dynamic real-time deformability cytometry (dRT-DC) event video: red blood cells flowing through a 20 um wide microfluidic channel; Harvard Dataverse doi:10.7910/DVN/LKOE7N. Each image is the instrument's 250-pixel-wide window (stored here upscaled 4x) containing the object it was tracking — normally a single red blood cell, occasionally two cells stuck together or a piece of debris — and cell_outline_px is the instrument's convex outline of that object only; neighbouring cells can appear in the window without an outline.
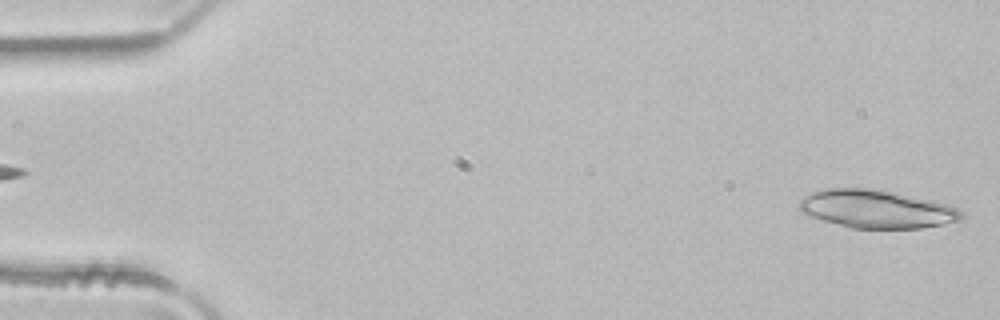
{"species": "common noctule bat (a hibernating species)", "species_latin": "Nyctalus noctula", "temperature_condition": "room temperature", "stored_images_in_passage": 2, "camera_frame_rate_fps": 3000, "um_per_image_px": 0.085, "animal": {"sex": "male", "body_mass_g": 21.5, "forearm_length_mm": 52.0}, "frame": {"image": 1, "passage_image": 2, "time_ms": 0.333, "image_size_px": [1000, 320], "cell_outline_px": [[964, 216], [960, 220], [920, 228], [852, 228], [808, 216], [800, 212], [800, 200], [804, 196], [812, 192], [828, 188], [868, 188], [896, 192], [944, 204], [956, 208], [964, 212]], "centroid_in_image_um": [74.46, 17.76], "position_along_channel_um": 10.5, "area_um2": 35.66}}